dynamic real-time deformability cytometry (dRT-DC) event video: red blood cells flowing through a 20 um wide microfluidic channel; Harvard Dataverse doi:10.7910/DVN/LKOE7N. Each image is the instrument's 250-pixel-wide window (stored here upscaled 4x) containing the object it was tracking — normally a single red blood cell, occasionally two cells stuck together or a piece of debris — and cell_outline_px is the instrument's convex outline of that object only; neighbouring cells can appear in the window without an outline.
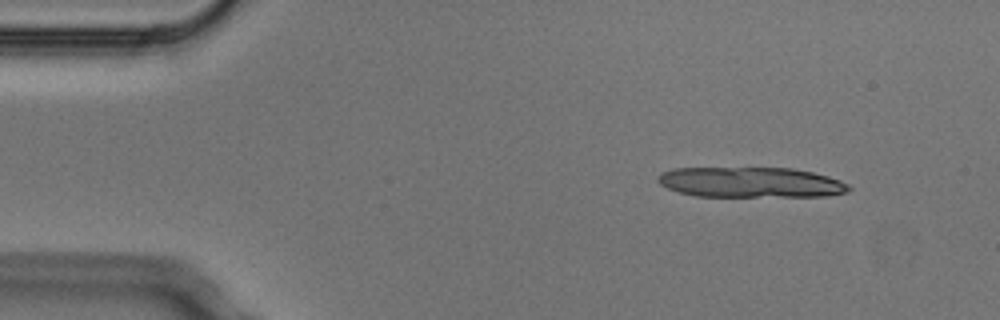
{"species": "Egyptian fruit bat (a non-hibernating species)", "species_latin": "Rousettus aegyptiacus", "temperature_condition": "cold", "stored_images_in_passage": 3, "segment_of_instrument_passage": [1, 2], "camera_frame_rate_fps": 3000, "um_per_image_px": 0.085, "animal": {"sex": "male"}, "frame": {"image": 1, "passage_image": 1, "time_ms": 0.0, "image_size_px": [1000, 320], "cell_outline_px": [[852, 188], [848, 192], [824, 196], [696, 196], [680, 192], [668, 188], [660, 184], [656, 180], [656, 176], [660, 172], [676, 168], [792, 168], [812, 172], [828, 176], [840, 180], [848, 184]], "centroid_in_image_um": [63.8, 15.49], "position_along_channel_um": 21.2, "area_um2": 33.81}}